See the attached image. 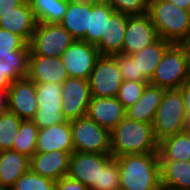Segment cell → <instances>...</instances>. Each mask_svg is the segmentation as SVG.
<instances>
[{
  "label": "cell",
  "instance_id": "1",
  "mask_svg": "<svg viewBox=\"0 0 190 190\" xmlns=\"http://www.w3.org/2000/svg\"><path fill=\"white\" fill-rule=\"evenodd\" d=\"M120 190H162L158 152L115 157Z\"/></svg>",
  "mask_w": 190,
  "mask_h": 190
},
{
  "label": "cell",
  "instance_id": "2",
  "mask_svg": "<svg viewBox=\"0 0 190 190\" xmlns=\"http://www.w3.org/2000/svg\"><path fill=\"white\" fill-rule=\"evenodd\" d=\"M111 155L113 158L126 154L158 152V141L152 124L133 121L126 117L111 131Z\"/></svg>",
  "mask_w": 190,
  "mask_h": 190
},
{
  "label": "cell",
  "instance_id": "3",
  "mask_svg": "<svg viewBox=\"0 0 190 190\" xmlns=\"http://www.w3.org/2000/svg\"><path fill=\"white\" fill-rule=\"evenodd\" d=\"M147 14L159 38L180 44L190 33V14L166 0H149Z\"/></svg>",
  "mask_w": 190,
  "mask_h": 190
},
{
  "label": "cell",
  "instance_id": "4",
  "mask_svg": "<svg viewBox=\"0 0 190 190\" xmlns=\"http://www.w3.org/2000/svg\"><path fill=\"white\" fill-rule=\"evenodd\" d=\"M152 126L158 142L190 128L185 114L184 99L179 89L165 90Z\"/></svg>",
  "mask_w": 190,
  "mask_h": 190
},
{
  "label": "cell",
  "instance_id": "5",
  "mask_svg": "<svg viewBox=\"0 0 190 190\" xmlns=\"http://www.w3.org/2000/svg\"><path fill=\"white\" fill-rule=\"evenodd\" d=\"M190 79V66L185 51L179 44H172L156 66L149 83L165 90L179 89Z\"/></svg>",
  "mask_w": 190,
  "mask_h": 190
},
{
  "label": "cell",
  "instance_id": "6",
  "mask_svg": "<svg viewBox=\"0 0 190 190\" xmlns=\"http://www.w3.org/2000/svg\"><path fill=\"white\" fill-rule=\"evenodd\" d=\"M74 151L111 154L110 131L87 116L70 121Z\"/></svg>",
  "mask_w": 190,
  "mask_h": 190
},
{
  "label": "cell",
  "instance_id": "7",
  "mask_svg": "<svg viewBox=\"0 0 190 190\" xmlns=\"http://www.w3.org/2000/svg\"><path fill=\"white\" fill-rule=\"evenodd\" d=\"M74 41L60 23H37L29 46L35 55L61 57Z\"/></svg>",
  "mask_w": 190,
  "mask_h": 190
},
{
  "label": "cell",
  "instance_id": "8",
  "mask_svg": "<svg viewBox=\"0 0 190 190\" xmlns=\"http://www.w3.org/2000/svg\"><path fill=\"white\" fill-rule=\"evenodd\" d=\"M62 84L56 82L36 83L38 110L32 121L43 129L65 121L62 115Z\"/></svg>",
  "mask_w": 190,
  "mask_h": 190
},
{
  "label": "cell",
  "instance_id": "9",
  "mask_svg": "<svg viewBox=\"0 0 190 190\" xmlns=\"http://www.w3.org/2000/svg\"><path fill=\"white\" fill-rule=\"evenodd\" d=\"M93 97H116L123 83L117 59L111 55H100L89 76Z\"/></svg>",
  "mask_w": 190,
  "mask_h": 190
},
{
  "label": "cell",
  "instance_id": "10",
  "mask_svg": "<svg viewBox=\"0 0 190 190\" xmlns=\"http://www.w3.org/2000/svg\"><path fill=\"white\" fill-rule=\"evenodd\" d=\"M112 158L111 154L73 151L67 176L88 188L99 185L100 169L104 168Z\"/></svg>",
  "mask_w": 190,
  "mask_h": 190
},
{
  "label": "cell",
  "instance_id": "11",
  "mask_svg": "<svg viewBox=\"0 0 190 190\" xmlns=\"http://www.w3.org/2000/svg\"><path fill=\"white\" fill-rule=\"evenodd\" d=\"M62 115L66 121L86 116L91 99L89 81L69 77L62 83Z\"/></svg>",
  "mask_w": 190,
  "mask_h": 190
},
{
  "label": "cell",
  "instance_id": "12",
  "mask_svg": "<svg viewBox=\"0 0 190 190\" xmlns=\"http://www.w3.org/2000/svg\"><path fill=\"white\" fill-rule=\"evenodd\" d=\"M99 56L95 45L84 40H75L63 53L61 59L69 77L88 80Z\"/></svg>",
  "mask_w": 190,
  "mask_h": 190
},
{
  "label": "cell",
  "instance_id": "13",
  "mask_svg": "<svg viewBox=\"0 0 190 190\" xmlns=\"http://www.w3.org/2000/svg\"><path fill=\"white\" fill-rule=\"evenodd\" d=\"M7 110L22 120H32L38 110L36 83L27 77L11 82L7 91Z\"/></svg>",
  "mask_w": 190,
  "mask_h": 190
},
{
  "label": "cell",
  "instance_id": "14",
  "mask_svg": "<svg viewBox=\"0 0 190 190\" xmlns=\"http://www.w3.org/2000/svg\"><path fill=\"white\" fill-rule=\"evenodd\" d=\"M159 39L158 32L147 13L128 15L122 53L131 55Z\"/></svg>",
  "mask_w": 190,
  "mask_h": 190
},
{
  "label": "cell",
  "instance_id": "15",
  "mask_svg": "<svg viewBox=\"0 0 190 190\" xmlns=\"http://www.w3.org/2000/svg\"><path fill=\"white\" fill-rule=\"evenodd\" d=\"M26 77L35 83L62 84L69 75L61 57L35 55L30 51Z\"/></svg>",
  "mask_w": 190,
  "mask_h": 190
},
{
  "label": "cell",
  "instance_id": "16",
  "mask_svg": "<svg viewBox=\"0 0 190 190\" xmlns=\"http://www.w3.org/2000/svg\"><path fill=\"white\" fill-rule=\"evenodd\" d=\"M73 151L36 152L30 158L29 169L42 177L58 181L68 175L70 157Z\"/></svg>",
  "mask_w": 190,
  "mask_h": 190
},
{
  "label": "cell",
  "instance_id": "17",
  "mask_svg": "<svg viewBox=\"0 0 190 190\" xmlns=\"http://www.w3.org/2000/svg\"><path fill=\"white\" fill-rule=\"evenodd\" d=\"M125 112L126 109L116 97L91 96L86 116L111 131L126 117Z\"/></svg>",
  "mask_w": 190,
  "mask_h": 190
},
{
  "label": "cell",
  "instance_id": "18",
  "mask_svg": "<svg viewBox=\"0 0 190 190\" xmlns=\"http://www.w3.org/2000/svg\"><path fill=\"white\" fill-rule=\"evenodd\" d=\"M128 15L114 11L105 20L104 34L95 45L100 55H116L122 53Z\"/></svg>",
  "mask_w": 190,
  "mask_h": 190
},
{
  "label": "cell",
  "instance_id": "19",
  "mask_svg": "<svg viewBox=\"0 0 190 190\" xmlns=\"http://www.w3.org/2000/svg\"><path fill=\"white\" fill-rule=\"evenodd\" d=\"M74 151L70 121L39 129L36 152Z\"/></svg>",
  "mask_w": 190,
  "mask_h": 190
},
{
  "label": "cell",
  "instance_id": "20",
  "mask_svg": "<svg viewBox=\"0 0 190 190\" xmlns=\"http://www.w3.org/2000/svg\"><path fill=\"white\" fill-rule=\"evenodd\" d=\"M37 20L34 17L28 1L8 13L1 14L0 28L21 36L28 44L36 29Z\"/></svg>",
  "mask_w": 190,
  "mask_h": 190
},
{
  "label": "cell",
  "instance_id": "21",
  "mask_svg": "<svg viewBox=\"0 0 190 190\" xmlns=\"http://www.w3.org/2000/svg\"><path fill=\"white\" fill-rule=\"evenodd\" d=\"M164 92L165 89L147 83L137 102L126 109V118L133 121L152 124Z\"/></svg>",
  "mask_w": 190,
  "mask_h": 190
},
{
  "label": "cell",
  "instance_id": "22",
  "mask_svg": "<svg viewBox=\"0 0 190 190\" xmlns=\"http://www.w3.org/2000/svg\"><path fill=\"white\" fill-rule=\"evenodd\" d=\"M90 22V1L69 0L67 10L60 24L75 40L86 41Z\"/></svg>",
  "mask_w": 190,
  "mask_h": 190
},
{
  "label": "cell",
  "instance_id": "23",
  "mask_svg": "<svg viewBox=\"0 0 190 190\" xmlns=\"http://www.w3.org/2000/svg\"><path fill=\"white\" fill-rule=\"evenodd\" d=\"M162 190H190V161L159 160Z\"/></svg>",
  "mask_w": 190,
  "mask_h": 190
},
{
  "label": "cell",
  "instance_id": "24",
  "mask_svg": "<svg viewBox=\"0 0 190 190\" xmlns=\"http://www.w3.org/2000/svg\"><path fill=\"white\" fill-rule=\"evenodd\" d=\"M30 158L13 150L0 151V187L10 190L29 170Z\"/></svg>",
  "mask_w": 190,
  "mask_h": 190
},
{
  "label": "cell",
  "instance_id": "25",
  "mask_svg": "<svg viewBox=\"0 0 190 190\" xmlns=\"http://www.w3.org/2000/svg\"><path fill=\"white\" fill-rule=\"evenodd\" d=\"M172 45L169 41L159 38L146 48L132 53L130 56L136 62L138 75H143L148 81L154 75L156 66L161 61L165 51Z\"/></svg>",
  "mask_w": 190,
  "mask_h": 190
},
{
  "label": "cell",
  "instance_id": "26",
  "mask_svg": "<svg viewBox=\"0 0 190 190\" xmlns=\"http://www.w3.org/2000/svg\"><path fill=\"white\" fill-rule=\"evenodd\" d=\"M159 160L190 161V128L158 143Z\"/></svg>",
  "mask_w": 190,
  "mask_h": 190
},
{
  "label": "cell",
  "instance_id": "27",
  "mask_svg": "<svg viewBox=\"0 0 190 190\" xmlns=\"http://www.w3.org/2000/svg\"><path fill=\"white\" fill-rule=\"evenodd\" d=\"M37 23H60L69 0H28Z\"/></svg>",
  "mask_w": 190,
  "mask_h": 190
},
{
  "label": "cell",
  "instance_id": "28",
  "mask_svg": "<svg viewBox=\"0 0 190 190\" xmlns=\"http://www.w3.org/2000/svg\"><path fill=\"white\" fill-rule=\"evenodd\" d=\"M115 10L106 1H90V22L87 29L86 42L96 45L104 34L105 20Z\"/></svg>",
  "mask_w": 190,
  "mask_h": 190
},
{
  "label": "cell",
  "instance_id": "29",
  "mask_svg": "<svg viewBox=\"0 0 190 190\" xmlns=\"http://www.w3.org/2000/svg\"><path fill=\"white\" fill-rule=\"evenodd\" d=\"M38 131L32 120H22L12 150L31 158L36 153Z\"/></svg>",
  "mask_w": 190,
  "mask_h": 190
},
{
  "label": "cell",
  "instance_id": "30",
  "mask_svg": "<svg viewBox=\"0 0 190 190\" xmlns=\"http://www.w3.org/2000/svg\"><path fill=\"white\" fill-rule=\"evenodd\" d=\"M29 53L30 46L27 44L15 56H9L1 60V64L4 68V75L10 82L27 76Z\"/></svg>",
  "mask_w": 190,
  "mask_h": 190
},
{
  "label": "cell",
  "instance_id": "31",
  "mask_svg": "<svg viewBox=\"0 0 190 190\" xmlns=\"http://www.w3.org/2000/svg\"><path fill=\"white\" fill-rule=\"evenodd\" d=\"M22 119L8 110L0 113V151L12 150Z\"/></svg>",
  "mask_w": 190,
  "mask_h": 190
},
{
  "label": "cell",
  "instance_id": "32",
  "mask_svg": "<svg viewBox=\"0 0 190 190\" xmlns=\"http://www.w3.org/2000/svg\"><path fill=\"white\" fill-rule=\"evenodd\" d=\"M56 181L39 174L30 169L19 177L10 190H55Z\"/></svg>",
  "mask_w": 190,
  "mask_h": 190
},
{
  "label": "cell",
  "instance_id": "33",
  "mask_svg": "<svg viewBox=\"0 0 190 190\" xmlns=\"http://www.w3.org/2000/svg\"><path fill=\"white\" fill-rule=\"evenodd\" d=\"M119 166L112 158L104 168L100 169L99 185H92L90 190H120Z\"/></svg>",
  "mask_w": 190,
  "mask_h": 190
},
{
  "label": "cell",
  "instance_id": "34",
  "mask_svg": "<svg viewBox=\"0 0 190 190\" xmlns=\"http://www.w3.org/2000/svg\"><path fill=\"white\" fill-rule=\"evenodd\" d=\"M28 43L19 35L0 28V60L15 56Z\"/></svg>",
  "mask_w": 190,
  "mask_h": 190
},
{
  "label": "cell",
  "instance_id": "35",
  "mask_svg": "<svg viewBox=\"0 0 190 190\" xmlns=\"http://www.w3.org/2000/svg\"><path fill=\"white\" fill-rule=\"evenodd\" d=\"M147 83L149 82L123 81L116 98L127 109L141 97Z\"/></svg>",
  "mask_w": 190,
  "mask_h": 190
},
{
  "label": "cell",
  "instance_id": "36",
  "mask_svg": "<svg viewBox=\"0 0 190 190\" xmlns=\"http://www.w3.org/2000/svg\"><path fill=\"white\" fill-rule=\"evenodd\" d=\"M113 56L117 59L123 81L149 82L143 75H138V67L130 55L121 53Z\"/></svg>",
  "mask_w": 190,
  "mask_h": 190
},
{
  "label": "cell",
  "instance_id": "37",
  "mask_svg": "<svg viewBox=\"0 0 190 190\" xmlns=\"http://www.w3.org/2000/svg\"><path fill=\"white\" fill-rule=\"evenodd\" d=\"M112 8L127 15H142L147 13L149 0H105Z\"/></svg>",
  "mask_w": 190,
  "mask_h": 190
},
{
  "label": "cell",
  "instance_id": "38",
  "mask_svg": "<svg viewBox=\"0 0 190 190\" xmlns=\"http://www.w3.org/2000/svg\"><path fill=\"white\" fill-rule=\"evenodd\" d=\"M55 190H90L79 181L64 176L55 183Z\"/></svg>",
  "mask_w": 190,
  "mask_h": 190
},
{
  "label": "cell",
  "instance_id": "39",
  "mask_svg": "<svg viewBox=\"0 0 190 190\" xmlns=\"http://www.w3.org/2000/svg\"><path fill=\"white\" fill-rule=\"evenodd\" d=\"M179 90L182 93L184 99V106H185V114L187 117V121L190 127V79L187 80Z\"/></svg>",
  "mask_w": 190,
  "mask_h": 190
},
{
  "label": "cell",
  "instance_id": "40",
  "mask_svg": "<svg viewBox=\"0 0 190 190\" xmlns=\"http://www.w3.org/2000/svg\"><path fill=\"white\" fill-rule=\"evenodd\" d=\"M26 0H0V16L1 14L13 11L19 5H22Z\"/></svg>",
  "mask_w": 190,
  "mask_h": 190
},
{
  "label": "cell",
  "instance_id": "41",
  "mask_svg": "<svg viewBox=\"0 0 190 190\" xmlns=\"http://www.w3.org/2000/svg\"><path fill=\"white\" fill-rule=\"evenodd\" d=\"M11 82L4 75V68L0 60V91H8L10 88Z\"/></svg>",
  "mask_w": 190,
  "mask_h": 190
},
{
  "label": "cell",
  "instance_id": "42",
  "mask_svg": "<svg viewBox=\"0 0 190 190\" xmlns=\"http://www.w3.org/2000/svg\"><path fill=\"white\" fill-rule=\"evenodd\" d=\"M185 51L186 59L190 66V33L189 35L179 44Z\"/></svg>",
  "mask_w": 190,
  "mask_h": 190
},
{
  "label": "cell",
  "instance_id": "43",
  "mask_svg": "<svg viewBox=\"0 0 190 190\" xmlns=\"http://www.w3.org/2000/svg\"><path fill=\"white\" fill-rule=\"evenodd\" d=\"M166 1H169L182 9L189 10L190 8V0H166Z\"/></svg>",
  "mask_w": 190,
  "mask_h": 190
},
{
  "label": "cell",
  "instance_id": "44",
  "mask_svg": "<svg viewBox=\"0 0 190 190\" xmlns=\"http://www.w3.org/2000/svg\"><path fill=\"white\" fill-rule=\"evenodd\" d=\"M7 110V91H0V113Z\"/></svg>",
  "mask_w": 190,
  "mask_h": 190
},
{
  "label": "cell",
  "instance_id": "45",
  "mask_svg": "<svg viewBox=\"0 0 190 190\" xmlns=\"http://www.w3.org/2000/svg\"><path fill=\"white\" fill-rule=\"evenodd\" d=\"M86 1H105V0H86Z\"/></svg>",
  "mask_w": 190,
  "mask_h": 190
}]
</instances>
